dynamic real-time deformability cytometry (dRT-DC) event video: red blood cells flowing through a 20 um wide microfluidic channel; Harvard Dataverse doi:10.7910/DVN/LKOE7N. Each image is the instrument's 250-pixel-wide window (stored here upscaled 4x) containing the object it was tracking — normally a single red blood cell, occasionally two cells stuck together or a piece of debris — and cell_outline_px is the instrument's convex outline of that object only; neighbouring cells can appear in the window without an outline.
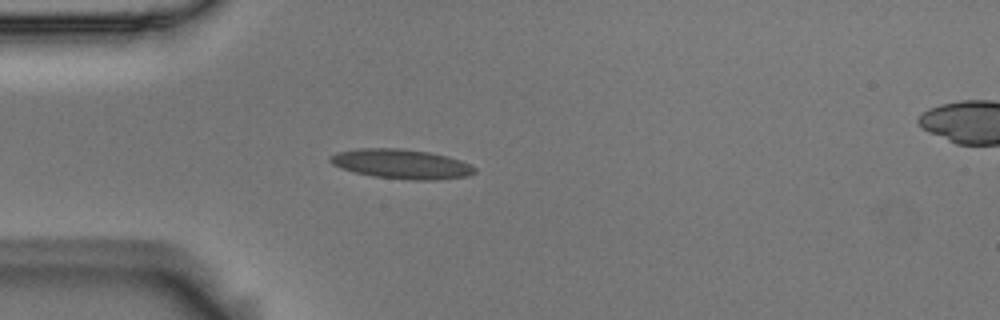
{"species": "Egyptian fruit bat (a non-hibernating species)", "species_latin": "Rousettus aegyptiacus", "temperature_condition": "room temperature", "stored_images_in_passage": 3, "camera_frame_rate_fps": 3000, "um_per_image_px": 0.085, "animal": {"sex": "male"}, "frame": {"image": 1, "passage_image": 2, "time_ms": 0.333, "image_size_px": [1000, 320], "cell_outline_px": [[476, 172], [468, 176], [436, 180], [408, 180], [372, 176], [340, 168], [332, 164], [328, 160], [328, 156], [336, 152], [360, 148], [400, 148], [428, 152], [448, 156], [472, 164], [476, 168]], "centroid_in_image_um": [34.12, 13.94], "position_along_channel_um": 50.9, "area_um2": 25.14}}